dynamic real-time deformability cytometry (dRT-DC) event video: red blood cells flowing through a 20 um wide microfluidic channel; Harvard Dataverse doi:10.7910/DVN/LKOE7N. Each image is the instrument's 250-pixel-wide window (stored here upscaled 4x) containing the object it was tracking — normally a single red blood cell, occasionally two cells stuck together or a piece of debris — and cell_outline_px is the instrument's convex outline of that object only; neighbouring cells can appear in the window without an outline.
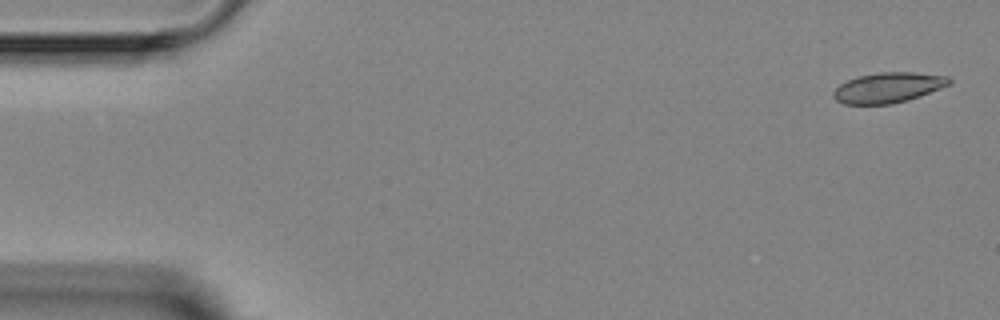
{"species": "Egyptian fruit bat (a non-hibernating species)", "species_latin": "Rousettus aegyptiacus", "temperature_condition": "room temperature", "stored_images_in_passage": 3, "camera_frame_rate_fps": 3000, "um_per_image_px": 0.085, "animal": {"sex": "female"}, "frame": {"image": 1, "passage_image": 1, "time_ms": 0.0, "image_size_px": [1000, 320], "cell_outline_px": [[952, 84], [920, 96], [908, 100], [892, 104], [844, 104], [836, 100], [832, 96], [832, 92], [840, 84], [856, 76], [880, 72], [916, 72], [948, 76], [952, 80]], "centroid_in_image_um": [75.51, 7.44], "position_along_channel_um": 9.5, "area_um2": 20.63}}